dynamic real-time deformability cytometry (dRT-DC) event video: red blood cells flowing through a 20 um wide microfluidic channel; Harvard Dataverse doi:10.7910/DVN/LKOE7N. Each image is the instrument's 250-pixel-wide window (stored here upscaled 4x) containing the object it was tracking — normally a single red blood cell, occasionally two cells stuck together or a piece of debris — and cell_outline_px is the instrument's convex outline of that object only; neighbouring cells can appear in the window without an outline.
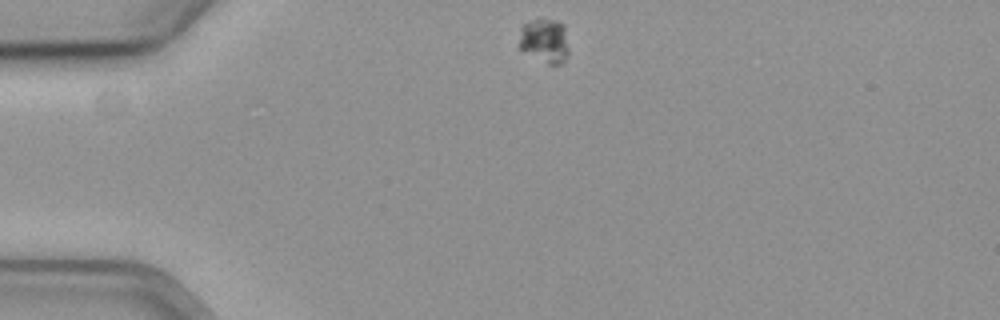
{"species": "common noctule bat (a hibernating species)", "species_latin": "Nyctalus noctula", "temperature_condition": "cold", "stored_images_in_passage": 46, "camera_frame_rate_fps": 3000, "um_per_image_px": 0.085, "animal": {"sex": "female", "body_mass_g": 19.3, "forearm_length_mm": 54.1}, "frame": {"image": 1, "passage_image": 1, "time_ms": 0.0, "image_size_px": [1000, 320], "cell_outline_px": [[568, 56], [560, 64], [548, 64], [520, 52], [520, 28], [524, 24], [532, 20], [556, 20], [564, 24], [568, 48]], "centroid_in_image_um": [46.28, 3.49], "position_along_channel_um": 38.7, "area_um2": 12.95}}
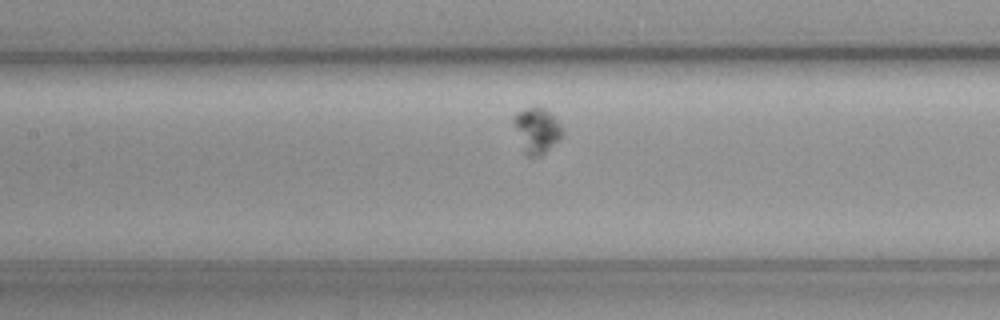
{"frame": {"image": 2, "passage_image": 15, "time_ms": 4.667, "image_size_px": [1000, 320], "cell_outline_px": [[564, 136], [540, 156], [528, 156], [524, 152], [512, 120], [512, 116], [516, 112], [528, 108], [544, 108], [564, 128]], "centroid_in_image_um": [45.64, 11.09], "position_along_channel_um": 161.8, "area_um2": 12.72}}
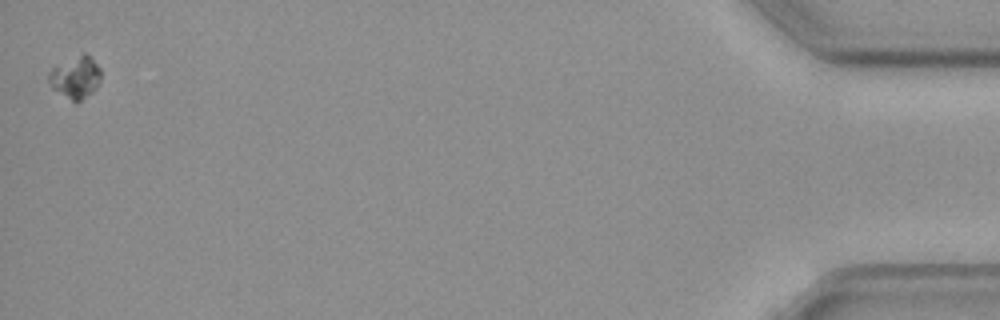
{"frame": {"image": 3, "passage_image": 46, "time_ms": 15.0, "image_size_px": [1000, 320], "cell_outline_px": [[100, 80], [96, 88], [92, 92], [76, 104], [52, 88], [48, 80], [48, 72], [56, 64], [84, 52], [100, 68]], "centroid_in_image_um": [6.39, 6.58], "position_along_channel_um": 428.8, "area_um2": 12.83}}